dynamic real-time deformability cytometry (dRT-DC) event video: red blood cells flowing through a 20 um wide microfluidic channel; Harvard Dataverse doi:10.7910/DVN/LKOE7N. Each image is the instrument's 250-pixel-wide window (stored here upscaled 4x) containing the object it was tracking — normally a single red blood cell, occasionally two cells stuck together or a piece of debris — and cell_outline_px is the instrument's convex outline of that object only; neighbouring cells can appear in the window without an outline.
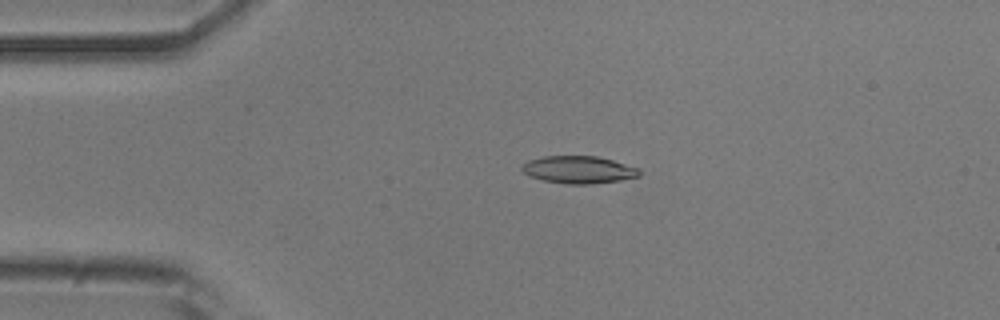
{"species": "common noctule bat (a hibernating species)", "species_latin": "Nyctalus noctula", "temperature_condition": "room temperature", "stored_images_in_passage": 52, "camera_frame_rate_fps": 3000, "um_per_image_px": 0.085, "animal": {"sex": "male", "body_mass_g": 20.5, "forearm_length_mm": 52.5}, "frame": {"image": 1, "passage_image": 11, "time_ms": 3.333, "image_size_px": [1000, 320], "cell_outline_px": [[640, 176], [620, 180], [592, 184], [568, 184], [544, 180], [528, 176], [520, 168], [528, 160], [544, 156], [596, 156], [612, 160], [636, 168], [640, 172]], "centroid_in_image_um": [49.15, 14.43], "position_along_channel_um": 35.9, "area_um2": 18.55}}
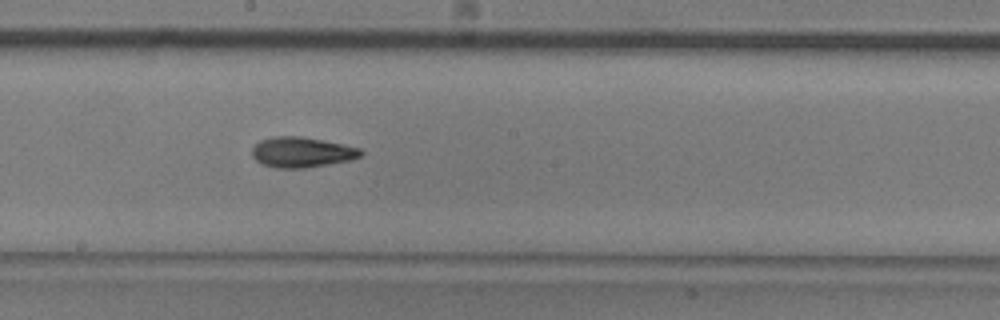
{"frame": {"image": 2, "passage_image": 28, "time_ms": 9.0, "image_size_px": [1000, 320], "cell_outline_px": [[364, 152], [360, 156], [348, 160], [304, 168], [276, 168], [260, 164], [252, 156], [252, 148], [260, 140], [272, 136], [300, 136], [360, 148]], "centroid_in_image_um": [25.58, 12.94], "position_along_channel_um": 222.6, "area_um2": 19.02}}
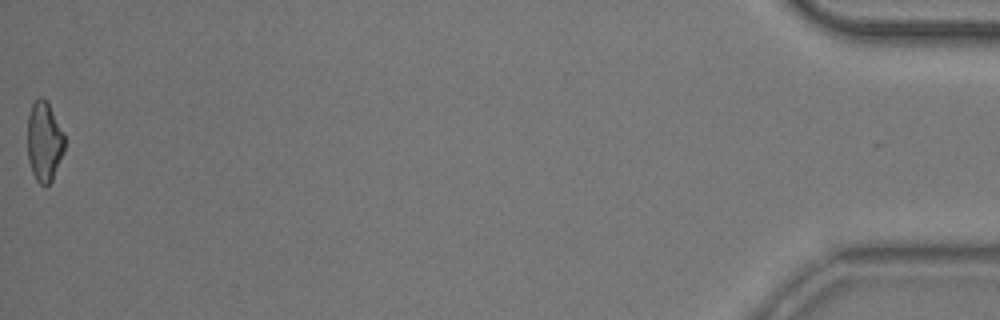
{"frame": {"image": 3, "passage_image": 52, "time_ms": 17.0, "image_size_px": [1000, 320], "cell_outline_px": [[64, 152], [52, 180], [44, 188], [36, 180], [32, 172], [28, 160], [28, 116], [32, 104], [40, 96], [48, 104], [64, 132]], "centroid_in_image_um": [3.76, 12.08], "position_along_channel_um": 431.4, "area_um2": 17.17}, "authors_computed_cell_mechanics": {"area_um2": 18.4382, "velocity_mm_per_s": 3.8702, "shape_relaxation_time_tau1_ms": 4.7076, "shape_relaxation_time_tau2_ms": 2.5165, "deformation_change_tau1": 0.1633, "deformation_change_tau2": 0.1025}}